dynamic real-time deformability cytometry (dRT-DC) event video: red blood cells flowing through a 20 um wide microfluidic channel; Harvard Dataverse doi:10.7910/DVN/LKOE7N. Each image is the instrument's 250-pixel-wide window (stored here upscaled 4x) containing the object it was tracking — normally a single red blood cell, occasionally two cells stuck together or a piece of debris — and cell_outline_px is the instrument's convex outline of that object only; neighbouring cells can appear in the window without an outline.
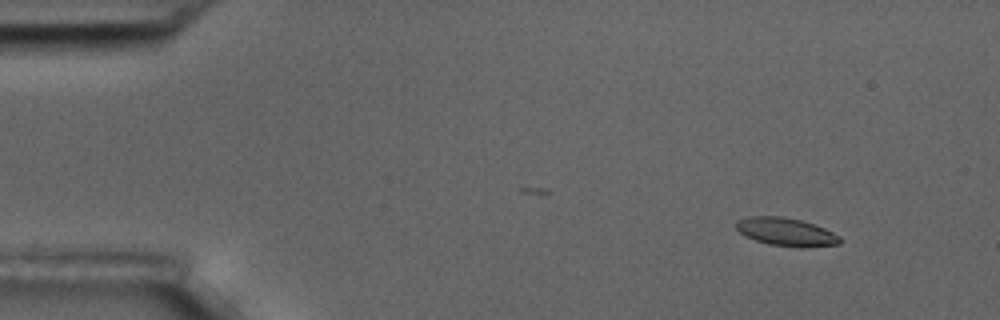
{"species": "common noctule bat (a hibernating species)", "species_latin": "Nyctalus noctula", "temperature_condition": "room temperature", "stored_images_in_passage": 4, "camera_frame_rate_fps": 3000, "um_per_image_px": 0.085, "animal": {"sex": "male", "body_mass_g": 17.5, "forearm_length_mm": 52.3}, "frame": {"image": 1, "passage_image": 1, "time_ms": 0.0, "image_size_px": [1000, 320], "cell_outline_px": [[840, 244], [804, 248], [800, 248], [768, 244], [756, 240], [740, 232], [736, 228], [736, 220], [748, 216], [780, 216], [800, 220], [824, 228], [840, 236]], "centroid_in_image_um": [66.82, 19.72], "position_along_channel_um": 18.2, "area_um2": 16.94}}
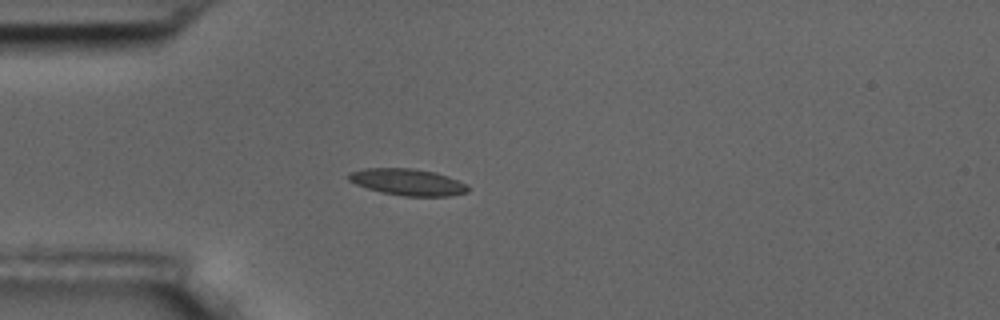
{"frame": {"image": 2, "passage_image": 3, "time_ms": 3.333, "image_size_px": [1000, 320], "cell_outline_px": [[468, 192], [448, 196], [404, 196], [380, 192], [356, 184], [348, 180], [348, 172], [364, 168], [412, 168], [436, 172], [448, 176], [468, 184]], "centroid_in_image_um": [34.65, 15.47], "position_along_channel_um": 50.3, "area_um2": 18.61}}